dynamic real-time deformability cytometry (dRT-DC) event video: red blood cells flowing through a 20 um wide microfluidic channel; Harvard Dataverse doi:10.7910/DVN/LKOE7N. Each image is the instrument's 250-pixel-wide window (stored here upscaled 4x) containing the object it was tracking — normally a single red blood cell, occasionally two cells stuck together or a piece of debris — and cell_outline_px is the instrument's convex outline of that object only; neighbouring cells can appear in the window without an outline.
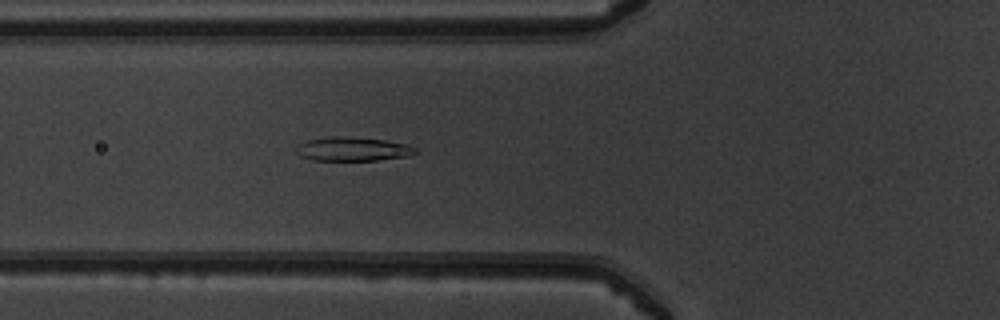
{"species": "common noctule bat (a hibernating species)", "species_latin": "Nyctalus noctula", "temperature_condition": "warm", "stored_images_in_passage": 51, "camera_frame_rate_fps": 3000, "um_per_image_px": 0.085, "animal": {"sex": "male", "body_mass_g": 19.5, "forearm_length_mm": 54.6}, "frame": {"image": 1, "passage_image": 20, "time_ms": 6.333, "image_size_px": [1000, 320], "cell_outline_px": [[416, 152], [408, 156], [380, 160], [312, 160], [300, 156], [296, 152], [296, 148], [300, 144], [308, 140], [332, 136], [340, 136], [384, 140], [404, 144], [416, 148]], "centroid_in_image_um": [29.96, 12.68], "position_along_channel_um": 95.8, "area_um2": 16.36}}
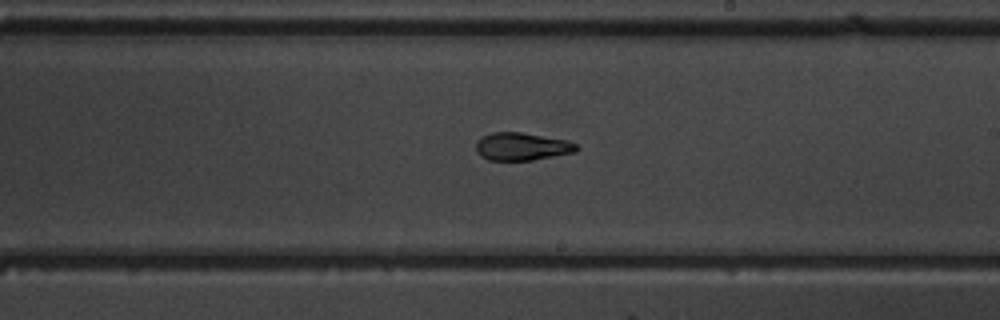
{"frame": {"image": 2, "passage_image": 31, "time_ms": 10.0, "image_size_px": [1000, 320], "cell_outline_px": [[580, 148], [576, 152], [532, 160], [488, 160], [480, 156], [476, 152], [476, 140], [492, 132], [520, 132], [568, 140], [576, 144]], "centroid_in_image_um": [44.36, 12.45], "position_along_channel_um": 244.6, "area_um2": 16.36}}
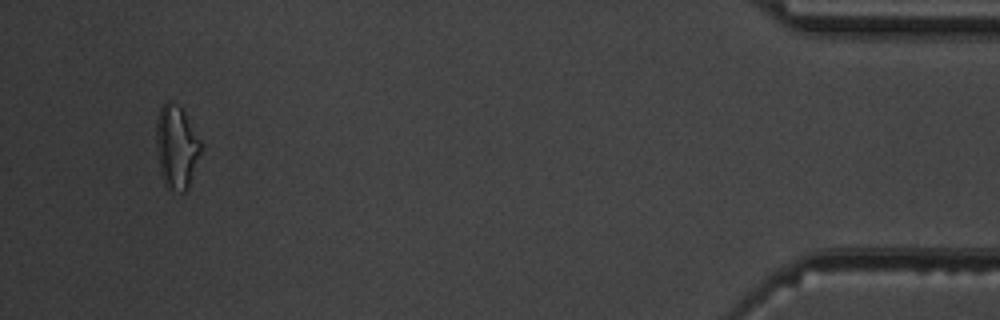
{"frame": {"image": 3, "passage_image": 49, "time_ms": 16.0, "image_size_px": [1000, 320], "cell_outline_px": [[200, 152], [188, 188], [184, 192], [180, 192], [168, 188], [164, 184], [160, 172], [156, 144], [156, 124], [160, 108], [168, 100], [172, 100], [184, 112], [200, 140]], "centroid_in_image_um": [14.97, 12.5], "position_along_channel_um": 420.2, "area_um2": 21.33}, "authors_computed_cell_mechanics": {"area_um2": 17.2822, "velocity_mm_per_s": 4.0551, "shape_relaxation_time_tau1_ms": 5.0695, "shape_relaxation_time_tau2_ms": 1.388, "deformation_change_tau1": 0.2149, "deformation_change_tau2": 0.0938}}